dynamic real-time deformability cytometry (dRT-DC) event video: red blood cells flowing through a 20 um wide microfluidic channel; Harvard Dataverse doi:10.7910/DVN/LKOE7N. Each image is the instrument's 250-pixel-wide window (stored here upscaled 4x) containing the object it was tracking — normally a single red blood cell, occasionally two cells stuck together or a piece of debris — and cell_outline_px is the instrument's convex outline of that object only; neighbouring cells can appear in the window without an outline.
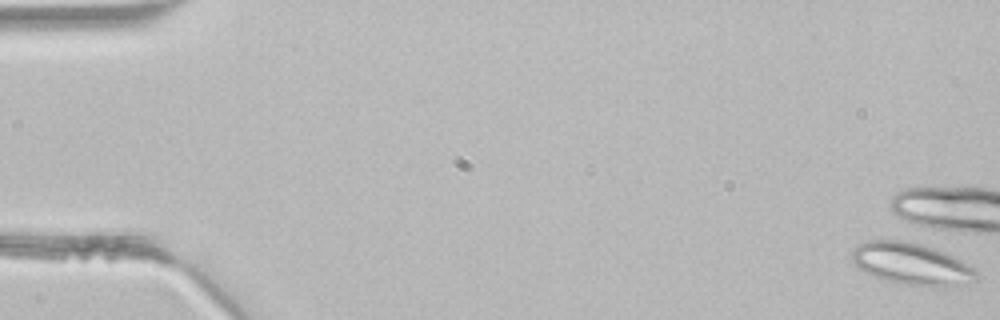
{"species": "common noctule bat (a hibernating species)", "species_latin": "Nyctalus noctula", "temperature_condition": "room temperature", "stored_images_in_passage": 6, "camera_frame_rate_fps": 3000, "um_per_image_px": 0.085, "animal": {"sex": "male", "body_mass_g": 21.5, "forearm_length_mm": 52.0}, "frame": {"image": 1, "passage_image": 1, "time_ms": 0.0, "image_size_px": [1000, 320], "cell_outline_px": [[976, 276], [932, 288], [908, 284], [888, 280], [872, 276], [864, 272], [852, 260], [852, 252], [856, 244], [880, 236], [904, 240], [936, 248], [960, 260], [972, 268], [976, 272]], "centroid_in_image_um": [77.29, 22.34], "position_along_channel_um": 7.7, "area_um2": 29.82}}